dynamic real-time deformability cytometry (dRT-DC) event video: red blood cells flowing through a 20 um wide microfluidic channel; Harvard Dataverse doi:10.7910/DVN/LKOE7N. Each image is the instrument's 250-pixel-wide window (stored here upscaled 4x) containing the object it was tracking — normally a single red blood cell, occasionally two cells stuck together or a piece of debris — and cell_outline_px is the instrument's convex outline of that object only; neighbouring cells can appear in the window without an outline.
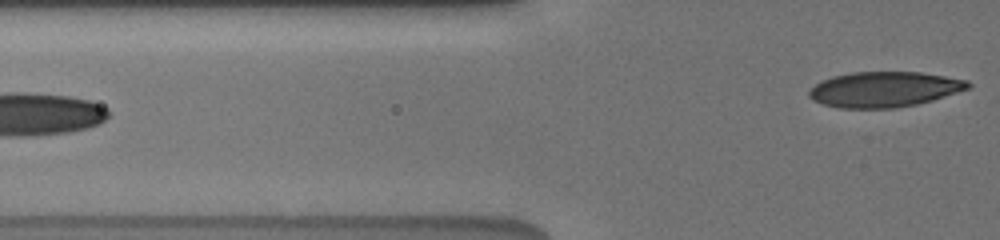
{"species": "human", "species_latin": "Homo sapiens", "temperature_condition": "cold", "stored_images_in_passage": 11, "segment_of_instrument_passage": [2, 2], "camera_frame_rate_fps": 3000, "um_per_image_px": 0.085, "donor": {"sex": "male"}, "frame": {"image": 1, "passage_image": 11, "time_ms": 8.333, "image_size_px": [1000, 240], "cell_outline_px": [[972, 88], [932, 100], [916, 104], [896, 108], [840, 108], [824, 104], [812, 100], [808, 96], [808, 92], [816, 84], [832, 76], [852, 72], [920, 72], [968, 80], [972, 84]], "centroid_in_image_um": [75.19, 7.59], "position_along_channel_um": 50.6, "area_um2": 32.77}}